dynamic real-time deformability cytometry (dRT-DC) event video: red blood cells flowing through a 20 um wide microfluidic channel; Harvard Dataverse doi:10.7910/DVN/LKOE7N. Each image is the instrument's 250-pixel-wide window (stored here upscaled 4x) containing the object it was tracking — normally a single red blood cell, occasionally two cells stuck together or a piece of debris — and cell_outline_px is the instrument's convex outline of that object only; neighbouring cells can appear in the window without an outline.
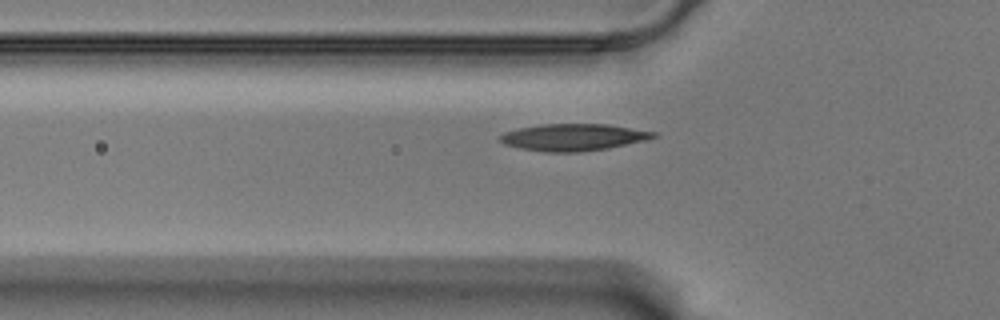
{"species": "Egyptian fruit bat (a non-hibernating species)", "species_latin": "Rousettus aegyptiacus", "temperature_condition": "warm", "stored_images_in_passage": 44, "camera_frame_rate_fps": 3000, "um_per_image_px": 0.085, "animal": {"sex": "male"}, "frame": {"image": 1, "passage_image": 10, "time_ms": 3.0, "image_size_px": [1000, 320], "cell_outline_px": [[660, 136], [648, 140], [608, 148], [576, 152], [544, 152], [520, 148], [504, 144], [500, 140], [500, 136], [504, 132], [520, 128], [540, 124], [608, 124], [656, 132]], "centroid_in_image_um": [48.78, 11.66], "position_along_channel_um": 77.0, "area_um2": 24.1}}
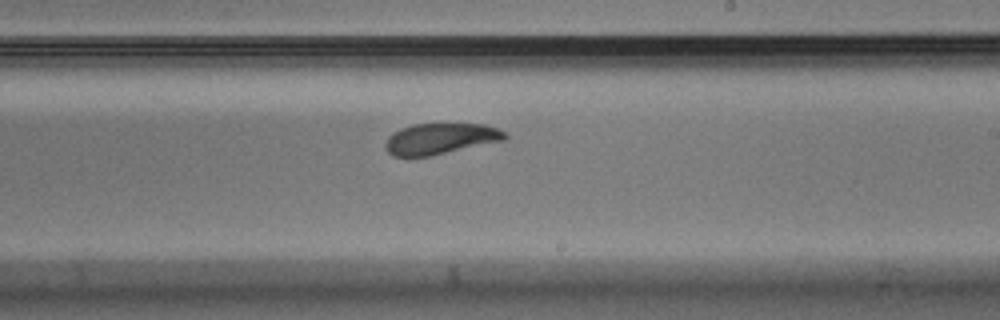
{"frame": {"image": 2, "passage_image": 25, "time_ms": 8.0, "image_size_px": [1000, 320], "cell_outline_px": [[508, 136], [504, 140], [428, 156], [392, 156], [388, 152], [384, 144], [388, 136], [392, 132], [400, 128], [412, 124], [484, 124], [496, 128], [504, 132]], "centroid_in_image_um": [37.38, 11.78], "position_along_channel_um": 251.6, "area_um2": 21.39}}
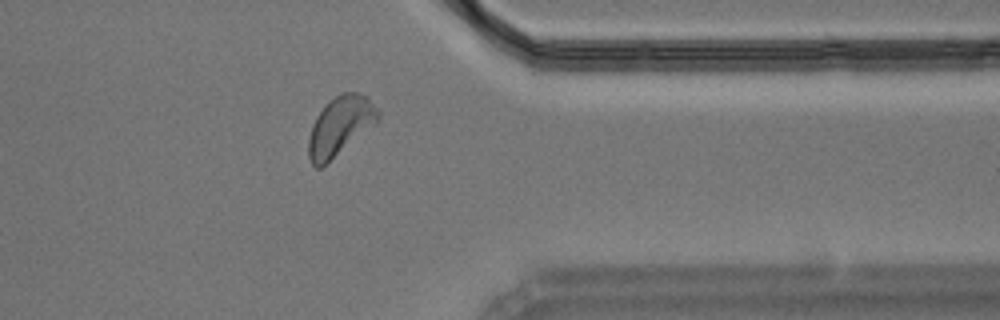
{"frame": {"image": 3, "passage_image": 37, "time_ms": 12.0, "image_size_px": [1000, 320], "cell_outline_px": [[380, 120], [376, 124], [320, 168], [316, 168], [312, 164], [308, 156], [308, 140], [312, 124], [316, 116], [324, 104], [328, 100], [340, 92], [356, 92], [364, 96], [380, 112]], "centroid_in_image_um": [28.89, 10.7], "position_along_channel_um": 382.5, "area_um2": 23.87}, "authors_computed_cell_mechanics": {"area_um2": 23.0044, "velocity_mm_per_s": 3.4757, "shape_relaxation_time_tau1_ms": 2.4403, "shape_relaxation_time_tau2_ms": 3.2711, "deformation_change_tau1": 0.1106, "deformation_change_tau2": 0.08}}